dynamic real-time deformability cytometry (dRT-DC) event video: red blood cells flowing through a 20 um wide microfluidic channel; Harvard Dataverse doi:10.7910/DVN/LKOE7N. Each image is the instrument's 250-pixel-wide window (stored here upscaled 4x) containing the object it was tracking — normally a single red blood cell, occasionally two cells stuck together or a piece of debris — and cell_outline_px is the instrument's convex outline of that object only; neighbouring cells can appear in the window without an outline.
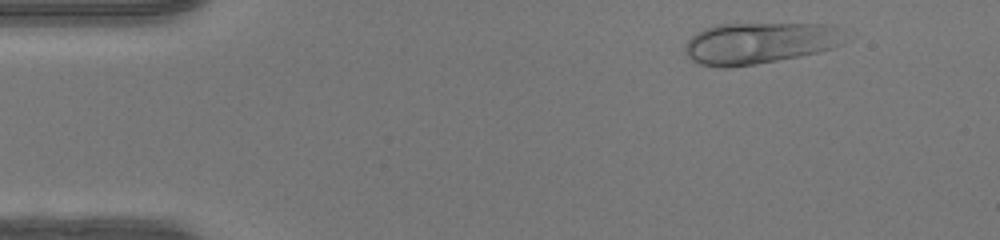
{"species": "human", "species_latin": "Homo sapiens", "temperature_condition": "warm", "stored_images_in_passage": 44, "camera_frame_rate_fps": 3000, "um_per_image_px": 0.085, "donor": {"sex": "female"}, "frame": {"image": 1, "passage_image": 3, "time_ms": 0.667, "image_size_px": [1000, 240], "cell_outline_px": [[844, 44], [832, 48], [816, 52], [756, 64], [728, 68], [720, 68], [700, 64], [692, 60], [684, 52], [684, 48], [688, 40], [696, 32], [704, 28], [716, 24], [836, 24], [844, 40]], "centroid_in_image_um": [64.51, 3.66], "position_along_channel_um": 20.5, "area_um2": 38.55}}
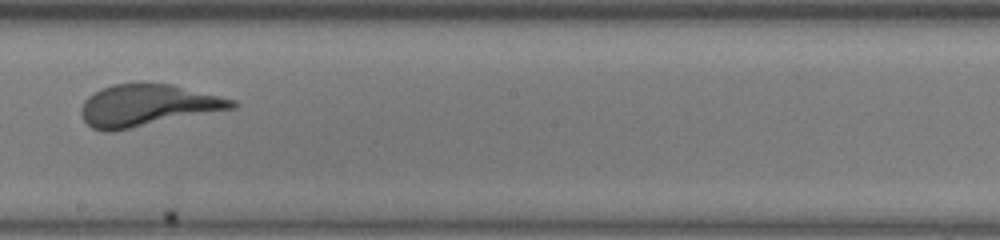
{"frame": {"image": 2, "passage_image": 24, "time_ms": 7.667, "image_size_px": [1000, 240], "cell_outline_px": [[240, 104], [236, 108], [112, 132], [104, 132], [92, 128], [84, 120], [80, 112], [80, 108], [84, 100], [88, 96], [100, 88], [112, 84], [172, 84], [236, 100]], "centroid_in_image_um": [12.53, 8.97], "position_along_channel_um": 235.7, "area_um2": 36.82}}
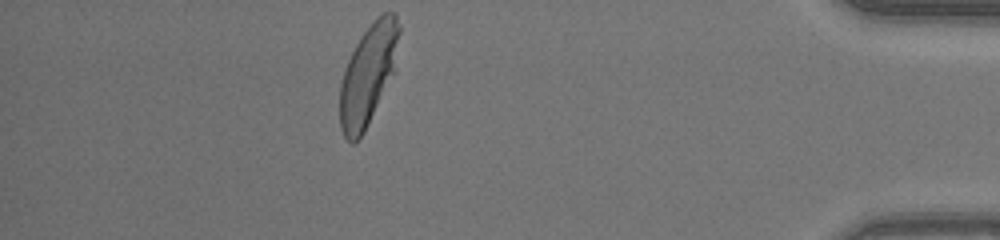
{"frame": {"image": 3, "passage_image": 39, "time_ms": 12.667, "image_size_px": [1000, 240], "cell_outline_px": [[400, 32], [396, 72], [364, 132], [352, 144], [344, 136], [340, 128], [340, 84], [344, 68], [360, 36], [384, 12], [396, 12], [400, 24]], "centroid_in_image_um": [31.33, 6.34], "position_along_channel_um": 403.9, "area_um2": 35.03}}